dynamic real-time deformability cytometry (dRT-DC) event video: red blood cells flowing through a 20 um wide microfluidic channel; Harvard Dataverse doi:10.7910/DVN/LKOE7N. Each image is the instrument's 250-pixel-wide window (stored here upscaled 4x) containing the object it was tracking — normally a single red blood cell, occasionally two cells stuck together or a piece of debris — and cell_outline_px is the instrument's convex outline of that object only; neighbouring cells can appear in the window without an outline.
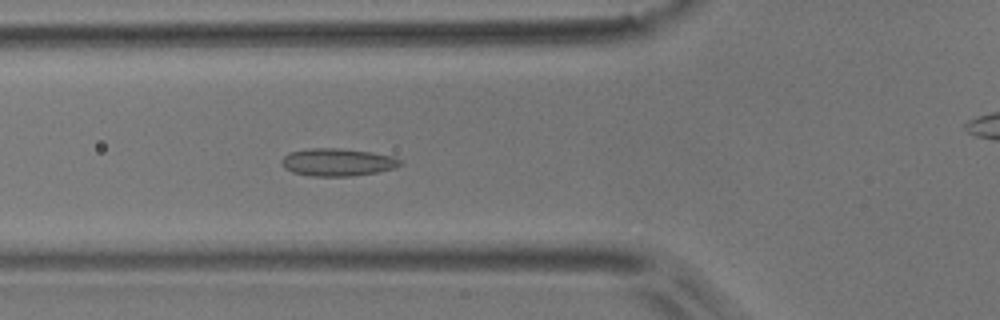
{"species": "common noctule bat (a hibernating species)", "species_latin": "Nyctalus noctula", "temperature_condition": "room temperature", "stored_images_in_passage": 56, "camera_frame_rate_fps": 3000, "um_per_image_px": 0.085, "animal": {"sex": "male", "body_mass_g": 17.9}, "frame": {"image": 1, "passage_image": 20, "time_ms": 6.333, "image_size_px": [1000, 320], "cell_outline_px": [[404, 164], [392, 168], [376, 172], [352, 176], [312, 176], [292, 172], [284, 168], [280, 164], [280, 160], [288, 152], [308, 148], [340, 148], [372, 152], [392, 156], [404, 160]], "centroid_in_image_um": [28.67, 13.78], "position_along_channel_um": 97.1, "area_um2": 19.31}}
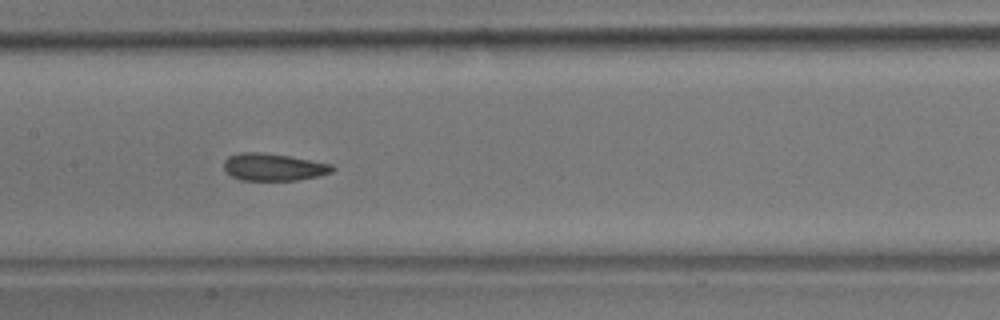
{"frame": {"image": 2, "passage_image": 27, "time_ms": 8.667, "image_size_px": [1000, 320], "cell_outline_px": [[336, 168], [332, 172], [316, 176], [296, 180], [240, 180], [232, 176], [224, 168], [224, 160], [228, 156], [240, 152], [264, 152], [288, 156], [332, 164]], "centroid_in_image_um": [23.23, 14.19], "position_along_channel_um": 184.2, "area_um2": 17.17}}
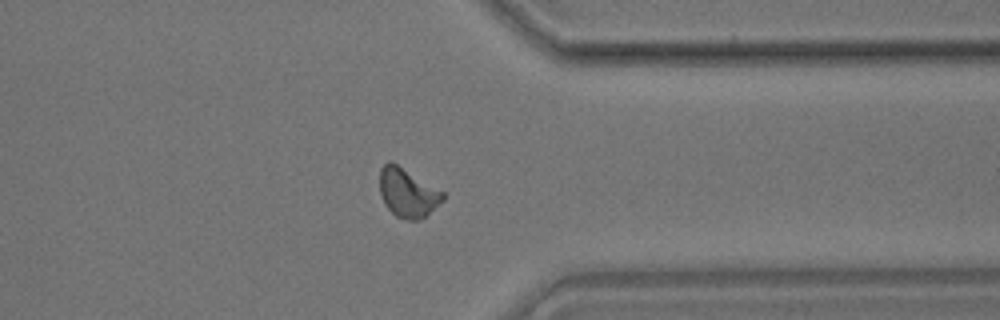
{"frame": {"image": 3, "passage_image": 43, "time_ms": 14.0, "image_size_px": [1000, 320], "cell_outline_px": [[444, 200], [424, 216], [416, 220], [404, 220], [396, 216], [384, 204], [380, 196], [380, 168], [388, 160], [392, 160], [444, 192]], "centroid_in_image_um": [34.62, 16.35], "position_along_channel_um": 376.8, "area_um2": 18.09}, "authors_computed_cell_mechanics": {"area_um2": 17.8891, "velocity_mm_per_s": 3.7076, "shape_relaxation_time_tau1_ms": null, "shape_relaxation_time_tau2_ms": 2.1487, "deformation_change_tau1": null, "deformation_change_tau2": 0.0836}}